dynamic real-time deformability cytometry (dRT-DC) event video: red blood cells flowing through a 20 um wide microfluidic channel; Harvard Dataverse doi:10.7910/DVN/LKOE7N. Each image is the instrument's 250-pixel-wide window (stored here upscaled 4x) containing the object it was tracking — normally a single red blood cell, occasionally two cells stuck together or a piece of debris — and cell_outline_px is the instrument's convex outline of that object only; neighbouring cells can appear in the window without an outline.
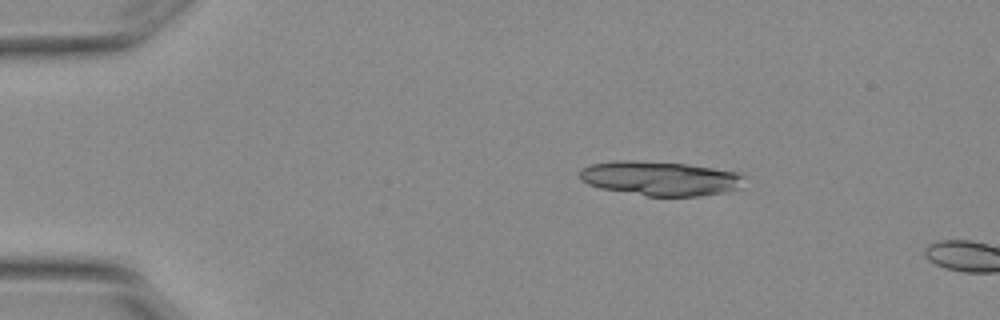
{"species": "Egyptian fruit bat (a non-hibernating species)", "species_latin": "Rousettus aegyptiacus", "temperature_condition": "warm", "stored_images_in_passage": 2, "camera_frame_rate_fps": 3000, "um_per_image_px": 0.085, "animal": {"sex": "female"}, "frame": {"image": 1, "passage_image": 1, "time_ms": 0.0, "image_size_px": [1000, 320], "cell_outline_px": [[748, 176], [740, 188], [724, 192], [700, 196], [648, 196], [600, 188], [588, 184], [580, 180], [580, 172], [584, 168], [592, 164], [612, 160], [636, 160], [688, 164], [740, 172]], "centroid_in_image_um": [56.18, 15.16], "position_along_channel_um": 28.8, "area_um2": 33.29}}